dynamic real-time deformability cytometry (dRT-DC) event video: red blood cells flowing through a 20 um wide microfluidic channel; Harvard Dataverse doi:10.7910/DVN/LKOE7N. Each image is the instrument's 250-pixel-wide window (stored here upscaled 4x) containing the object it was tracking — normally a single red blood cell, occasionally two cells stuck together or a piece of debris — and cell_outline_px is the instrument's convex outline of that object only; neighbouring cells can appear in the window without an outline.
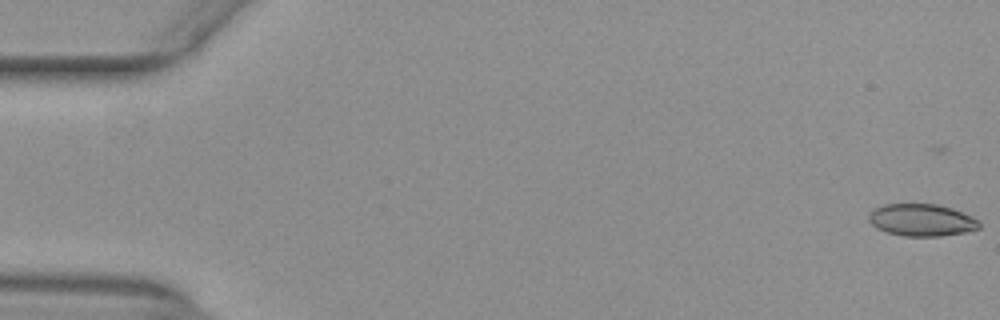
{"species": "common noctule bat (a hibernating species)", "species_latin": "Nyctalus noctula", "temperature_condition": "warm", "stored_images_in_passage": 4, "camera_frame_rate_fps": 3000, "um_per_image_px": 0.085, "animal": {"sex": "female", "body_mass_g": 29.2, "forearm_length_mm": 56.3}, "frame": {"image": 1, "passage_image": 1, "time_ms": 0.0, "image_size_px": [1000, 320], "cell_outline_px": [[980, 228], [964, 232], [940, 236], [904, 236], [884, 232], [876, 228], [868, 220], [868, 216], [876, 208], [884, 204], [936, 204], [952, 208], [972, 216], [980, 220]], "centroid_in_image_um": [78.35, 18.71], "position_along_channel_um": 6.7, "area_um2": 20.75}}